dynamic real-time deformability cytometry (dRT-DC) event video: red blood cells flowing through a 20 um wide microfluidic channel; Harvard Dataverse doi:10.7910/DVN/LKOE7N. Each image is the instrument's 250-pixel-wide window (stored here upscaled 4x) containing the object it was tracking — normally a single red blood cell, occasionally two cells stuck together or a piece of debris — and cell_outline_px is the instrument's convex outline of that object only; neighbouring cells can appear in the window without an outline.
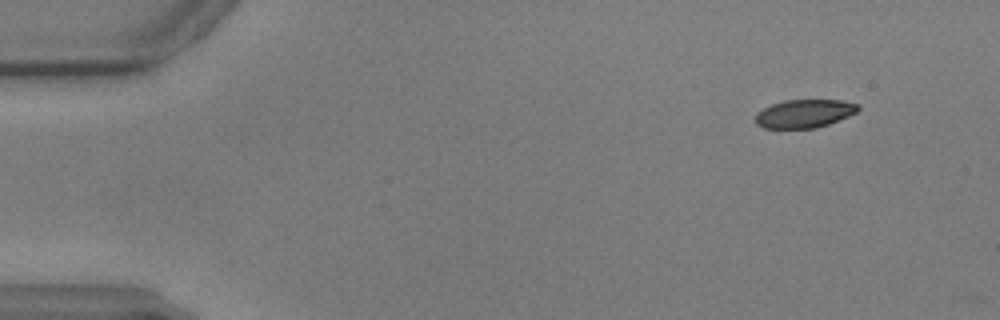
{"species": "common noctule bat (a hibernating species)", "species_latin": "Nyctalus noctula", "temperature_condition": "warm", "stored_images_in_passage": 59, "camera_frame_rate_fps": 3000, "um_per_image_px": 0.085, "animal": {"sex": "male", "body_mass_g": 17.9, "forearm_length_mm": 54.2}, "frame": {"image": 1, "passage_image": 6, "time_ms": 1.667, "image_size_px": [1000, 320], "cell_outline_px": [[860, 108], [856, 112], [848, 116], [828, 124], [816, 128], [764, 128], [756, 124], [756, 112], [772, 104], [784, 100], [844, 100], [856, 104]], "centroid_in_image_um": [68.35, 9.65], "position_along_channel_um": 16.6, "area_um2": 16.82}}
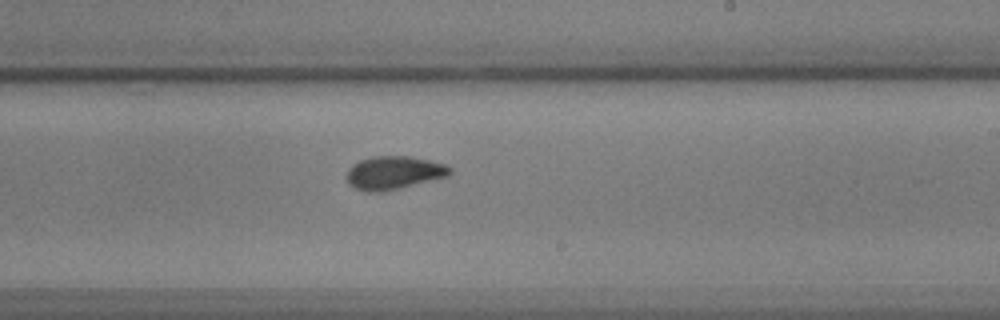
{"frame": {"image": 2, "passage_image": 36, "time_ms": 11.667, "image_size_px": [1000, 320], "cell_outline_px": [[452, 172], [448, 176], [384, 192], [368, 192], [356, 188], [348, 184], [348, 168], [352, 164], [360, 160], [372, 156], [408, 156], [428, 160], [444, 164], [452, 168]], "centroid_in_image_um": [33.47, 14.68], "position_along_channel_um": 255.5, "area_um2": 19.94}}
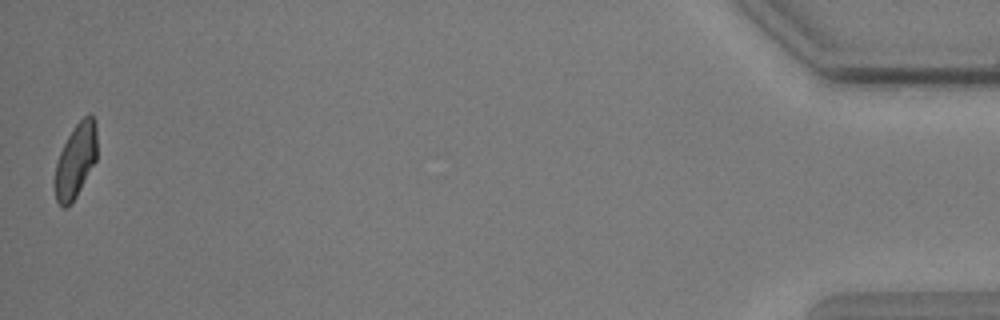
{"frame": {"image": 3, "passage_image": 59, "time_ms": 19.333, "image_size_px": [1000, 320], "cell_outline_px": [[96, 160], [76, 196], [64, 208], [56, 200], [56, 164], [60, 152], [68, 136], [76, 124], [84, 116], [92, 116], [96, 120]], "centroid_in_image_um": [6.45, 13.61], "position_along_channel_um": 428.7, "area_um2": 17.57}}